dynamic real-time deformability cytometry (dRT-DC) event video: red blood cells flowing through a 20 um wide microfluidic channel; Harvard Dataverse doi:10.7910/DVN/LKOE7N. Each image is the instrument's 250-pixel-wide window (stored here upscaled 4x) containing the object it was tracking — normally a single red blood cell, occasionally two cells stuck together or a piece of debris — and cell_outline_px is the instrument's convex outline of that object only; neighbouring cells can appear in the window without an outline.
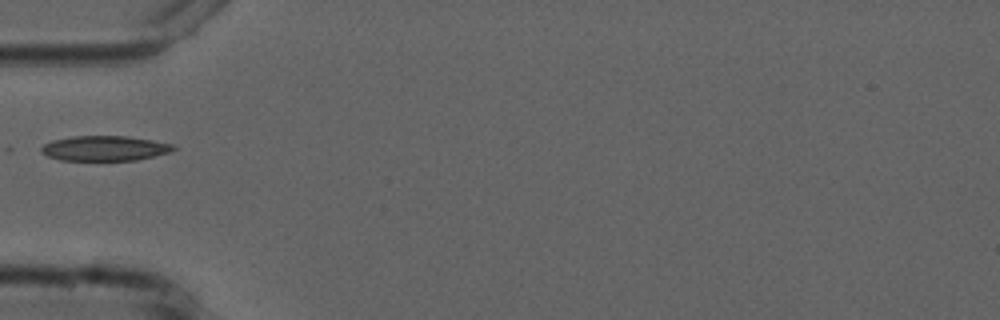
{"species": "common noctule bat (a hibernating species)", "species_latin": "Nyctalus noctula", "temperature_condition": "cold", "stored_images_in_passage": 1, "camera_frame_rate_fps": 3000, "um_per_image_px": 0.085, "animal": {"sex": "male", "forearm_length_mm": 52.5}, "frame": {"image": 1, "passage_image": 1, "time_ms": 0.0, "image_size_px": [1000, 320], "cell_outline_px": [[176, 148], [172, 152], [136, 160], [60, 160], [48, 156], [40, 152], [40, 148], [44, 144], [52, 140], [72, 136], [128, 136], [152, 140], [172, 144]], "centroid_in_image_um": [8.89, 12.6], "position_along_channel_um": 76.1, "area_um2": 19.31}}